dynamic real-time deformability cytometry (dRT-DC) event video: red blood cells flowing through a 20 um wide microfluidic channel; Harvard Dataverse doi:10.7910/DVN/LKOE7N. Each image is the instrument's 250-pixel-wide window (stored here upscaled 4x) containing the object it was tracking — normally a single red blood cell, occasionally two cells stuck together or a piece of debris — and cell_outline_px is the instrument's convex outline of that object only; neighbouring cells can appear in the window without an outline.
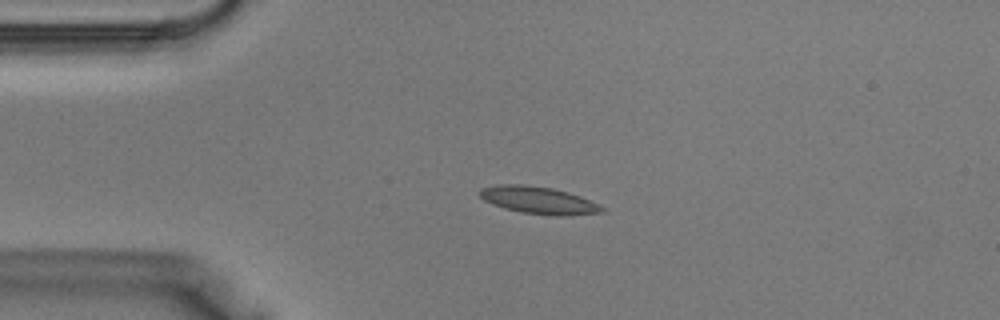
{"species": "Egyptian fruit bat (a non-hibernating species)", "species_latin": "Rousettus aegyptiacus", "temperature_condition": "warm", "stored_images_in_passage": 39, "camera_frame_rate_fps": 3000, "um_per_image_px": 0.085, "animal": {"sex": "male"}, "frame": {"image": 1, "passage_image": 9, "time_ms": 2.667, "image_size_px": [1000, 320], "cell_outline_px": [[604, 212], [560, 216], [524, 212], [504, 208], [484, 200], [480, 196], [480, 188], [496, 184], [524, 184], [552, 188], [568, 192], [580, 196], [604, 208]], "centroid_in_image_um": [45.74, 17.0], "position_along_channel_um": 39.3, "area_um2": 19.07}}
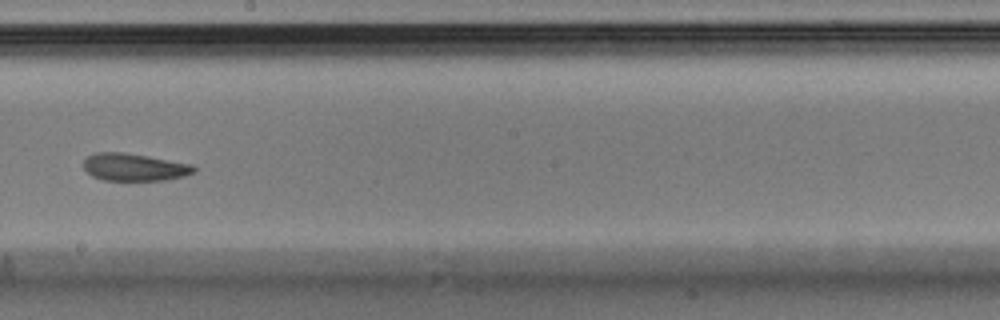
{"frame": {"image": 2, "passage_image": 22, "time_ms": 7.0, "image_size_px": [1000, 320], "cell_outline_px": [[196, 172], [184, 176], [168, 180], [104, 180], [92, 176], [84, 168], [84, 160], [88, 156], [96, 152], [124, 152], [148, 156], [192, 164], [196, 168]], "centroid_in_image_um": [11.44, 14.21], "position_along_channel_um": 236.8, "area_um2": 17.69}}
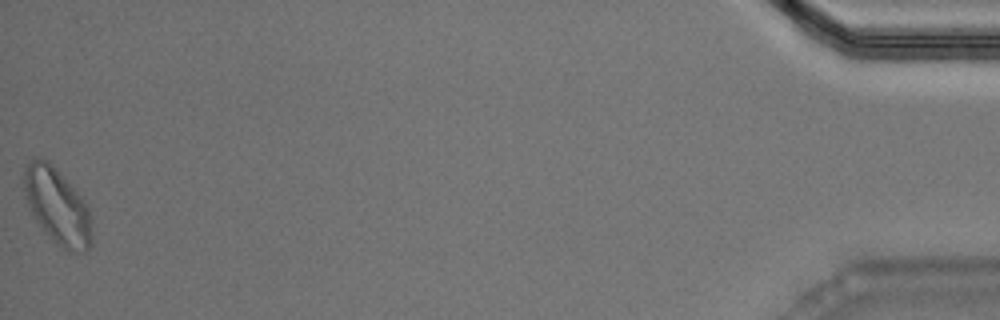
{"frame": {"image": 3, "passage_image": 39, "time_ms": 12.667, "image_size_px": [1000, 320], "cell_outline_px": [[92, 244], [84, 252], [68, 252], [56, 244], [52, 240], [36, 220], [24, 196], [24, 164], [36, 156], [48, 160], [88, 204], [92, 236]], "centroid_in_image_um": [4.86, 17.52], "position_along_channel_um": 430.3, "area_um2": 30.06}}